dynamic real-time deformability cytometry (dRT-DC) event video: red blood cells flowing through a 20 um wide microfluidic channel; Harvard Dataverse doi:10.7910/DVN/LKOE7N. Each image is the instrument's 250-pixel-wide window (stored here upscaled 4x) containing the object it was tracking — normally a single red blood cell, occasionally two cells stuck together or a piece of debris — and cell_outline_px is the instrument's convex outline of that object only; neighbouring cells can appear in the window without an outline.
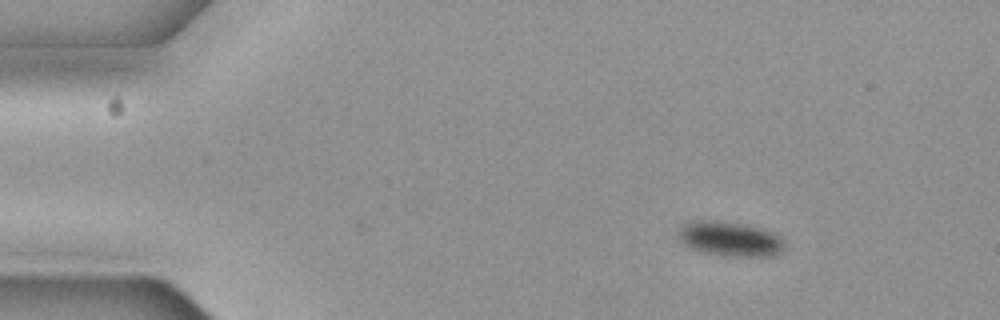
{"species": "common noctule bat (a hibernating species)", "species_latin": "Nyctalus noctula", "temperature_condition": "cold", "stored_images_in_passage": 2, "camera_frame_rate_fps": 3000, "um_per_image_px": 0.085, "animal": {"sex": "female", "body_mass_g": 19.3, "forearm_length_mm": 54.1}, "frame": {"image": 1, "passage_image": 2, "time_ms": 0.333, "image_size_px": [1000, 320], "cell_outline_px": [[784, 244], [780, 252], [776, 256], [728, 256], [704, 252], [692, 248], [684, 244], [680, 240], [680, 228], [684, 224], [692, 220], [716, 220], [740, 224], [760, 228], [772, 232], [780, 236]], "centroid_in_image_um": [62.06, 20.3], "position_along_channel_um": 22.9, "area_um2": 21.15}}